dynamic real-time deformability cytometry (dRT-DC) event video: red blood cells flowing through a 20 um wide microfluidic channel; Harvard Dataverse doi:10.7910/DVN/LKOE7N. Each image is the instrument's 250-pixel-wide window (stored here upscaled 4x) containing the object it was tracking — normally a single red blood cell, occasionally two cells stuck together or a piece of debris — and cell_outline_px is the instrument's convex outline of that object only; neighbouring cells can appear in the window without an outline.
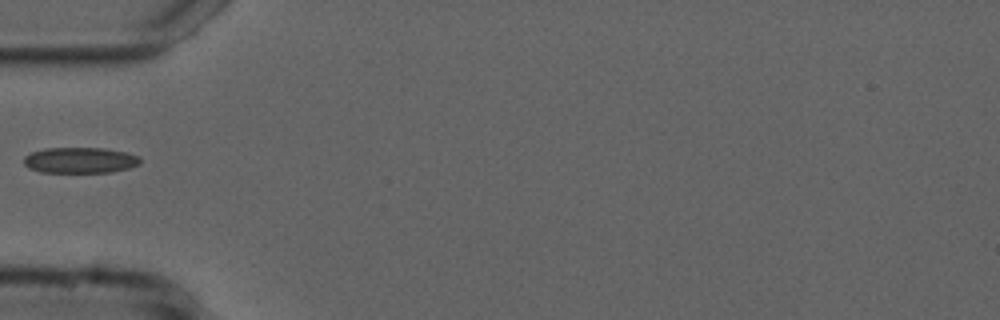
{"species": "common noctule bat (a hibernating species)", "species_latin": "Nyctalus noctula", "temperature_condition": "cold", "stored_images_in_passage": 26, "camera_frame_rate_fps": 3000, "um_per_image_px": 0.085, "animal": {"sex": "male", "forearm_length_mm": 52.5}, "frame": {"image": 1, "passage_image": 1, "time_ms": 0.0, "image_size_px": [1000, 320], "cell_outline_px": [[140, 164], [128, 168], [112, 172], [40, 172], [28, 168], [24, 164], [24, 156], [32, 152], [44, 148], [104, 148], [128, 152], [140, 156]], "centroid_in_image_um": [6.82, 13.61], "position_along_channel_um": 78.2, "area_um2": 17.63}}
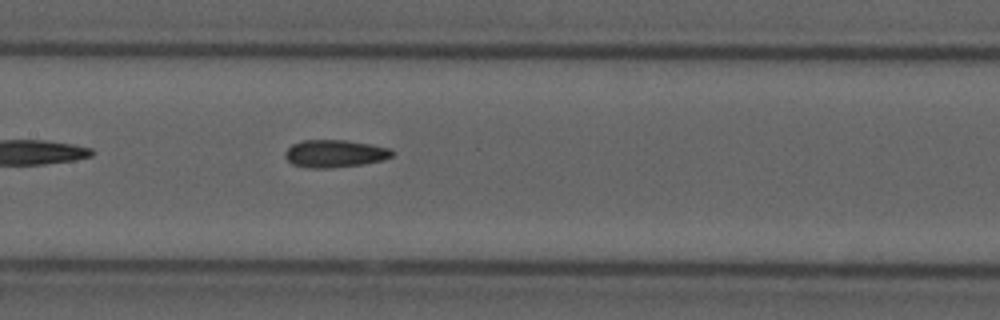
{"frame": {"image": 2, "passage_image": 9, "time_ms": 2.667, "image_size_px": [1000, 320], "cell_outline_px": [[396, 152], [392, 156], [380, 160], [364, 164], [328, 168], [308, 168], [292, 164], [284, 156], [284, 152], [292, 144], [304, 140], [344, 140], [392, 148]], "centroid_in_image_um": [28.45, 13.05], "position_along_channel_um": 178.9, "area_um2": 17.17}}
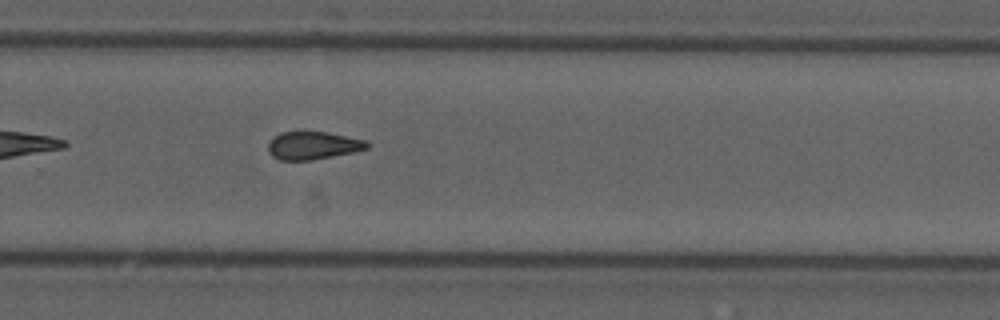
{"frame": {"image": 3, "passage_image": 19, "time_ms": 6.0, "image_size_px": [1000, 320], "cell_outline_px": [[372, 144], [368, 148], [352, 152], [312, 160], [280, 160], [272, 156], [268, 152], [268, 144], [280, 132], [324, 132], [368, 140]], "centroid_in_image_um": [26.63, 12.37], "position_along_channel_um": 303.2, "area_um2": 15.95}}